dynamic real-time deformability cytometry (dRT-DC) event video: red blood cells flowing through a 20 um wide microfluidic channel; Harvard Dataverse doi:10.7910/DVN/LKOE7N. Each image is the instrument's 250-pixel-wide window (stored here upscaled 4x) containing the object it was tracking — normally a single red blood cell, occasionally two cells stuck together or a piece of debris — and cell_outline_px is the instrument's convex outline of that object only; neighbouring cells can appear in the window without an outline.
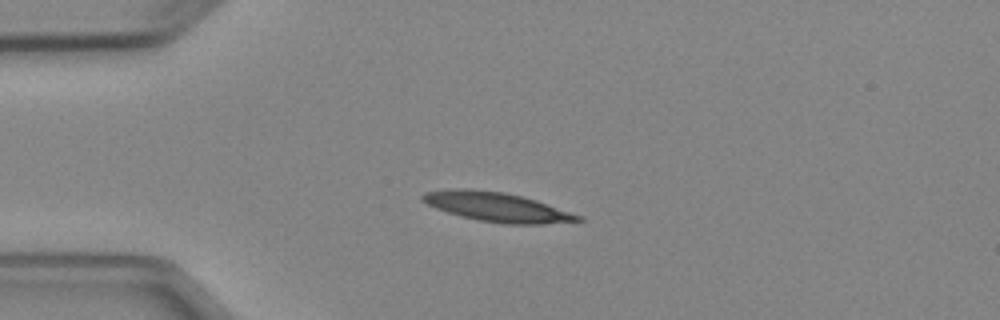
{"species": "Egyptian fruit bat (a non-hibernating species)", "species_latin": "Rousettus aegyptiacus", "temperature_condition": "cold", "stored_images_in_passage": 4, "camera_frame_rate_fps": 3000, "um_per_image_px": 0.085, "animal": {"sex": "female"}, "frame": {"image": 1, "passage_image": 3, "time_ms": 2.333, "image_size_px": [1000, 320], "cell_outline_px": [[584, 220], [540, 224], [504, 224], [476, 220], [460, 216], [436, 208], [420, 200], [420, 196], [424, 192], [452, 188], [464, 188], [504, 192], [536, 200], [584, 216]], "centroid_in_image_um": [42.23, 17.59], "position_along_channel_um": 42.8, "area_um2": 26.59}}